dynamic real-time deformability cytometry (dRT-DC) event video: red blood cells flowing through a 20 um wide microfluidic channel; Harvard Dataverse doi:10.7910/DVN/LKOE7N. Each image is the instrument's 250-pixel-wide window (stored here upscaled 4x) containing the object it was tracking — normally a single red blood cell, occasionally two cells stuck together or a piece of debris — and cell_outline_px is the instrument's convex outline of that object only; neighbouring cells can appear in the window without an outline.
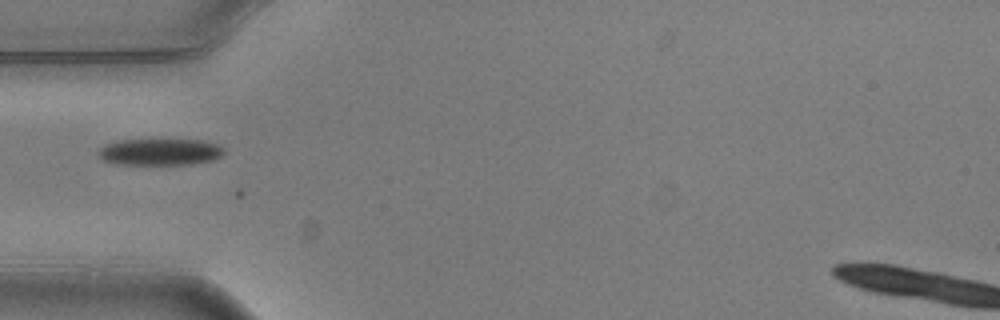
{"species": "common noctule bat (a hibernating species)", "species_latin": "Nyctalus noctula", "temperature_condition": "warm", "stored_images_in_passage": 5, "camera_frame_rate_fps": 3000, "um_per_image_px": 0.085, "animal": {"sex": "male", "body_mass_g": 20.5, "forearm_length_mm": 52.5}, "frame": {"image": 1, "passage_image": 5, "time_ms": 1.333, "image_size_px": [1000, 320], "cell_outline_px": [[224, 152], [220, 156], [212, 160], [192, 164], [116, 164], [104, 160], [100, 156], [100, 148], [104, 144], [120, 140], [160, 136], [200, 140], [216, 144], [224, 148]], "centroid_in_image_um": [13.6, 12.85], "position_along_channel_um": 71.4, "area_um2": 20.4}}